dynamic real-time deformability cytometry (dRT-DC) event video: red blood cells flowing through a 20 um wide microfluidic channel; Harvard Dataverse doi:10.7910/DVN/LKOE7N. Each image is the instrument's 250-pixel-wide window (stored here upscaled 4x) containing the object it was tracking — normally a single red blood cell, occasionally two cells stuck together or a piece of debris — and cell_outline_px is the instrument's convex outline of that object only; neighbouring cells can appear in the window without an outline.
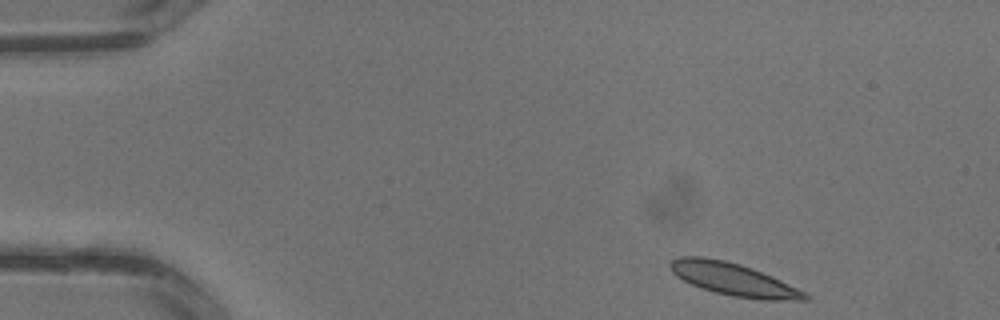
{"species": "common noctule bat (a hibernating species)", "species_latin": "Nyctalus noctula", "temperature_condition": "warm", "stored_images_in_passage": 3, "camera_frame_rate_fps": 3000, "um_per_image_px": 0.085, "animal": {"sex": "male", "body_mass_g": 13.3}, "frame": {"image": 1, "passage_image": 1, "time_ms": 0.0, "image_size_px": [1000, 320], "cell_outline_px": [[812, 296], [808, 300], [764, 300], [732, 296], [716, 292], [692, 284], [676, 276], [672, 272], [668, 264], [672, 260], [680, 256], [704, 256], [724, 260], [740, 264], [752, 268], [772, 276]], "centroid_in_image_um": [62.34, 23.73], "position_along_channel_um": 22.7, "area_um2": 25.37}}
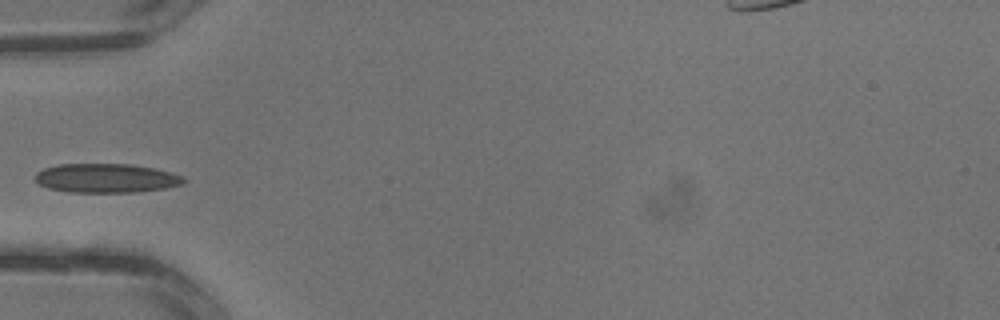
{"frame": {"image": 2, "passage_image": 3, "time_ms": 0.667, "image_size_px": [1000, 320], "cell_outline_px": [[188, 180], [184, 184], [168, 188], [136, 192], [68, 192], [48, 188], [40, 184], [36, 180], [36, 172], [44, 168], [60, 164], [132, 164], [156, 168], [184, 176]], "centroid_in_image_um": [9.1, 15.14], "position_along_channel_um": 75.9, "area_um2": 25.43}}